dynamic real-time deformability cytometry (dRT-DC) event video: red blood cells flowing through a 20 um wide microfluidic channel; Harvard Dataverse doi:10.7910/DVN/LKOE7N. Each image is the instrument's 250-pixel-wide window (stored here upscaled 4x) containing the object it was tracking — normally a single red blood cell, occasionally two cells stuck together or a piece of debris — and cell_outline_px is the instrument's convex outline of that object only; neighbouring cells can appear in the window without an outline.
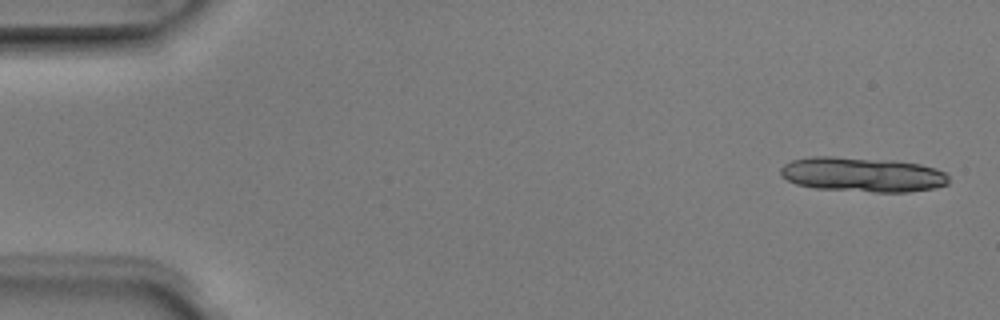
{"species": "Egyptian fruit bat (a non-hibernating species)", "species_latin": "Rousettus aegyptiacus", "temperature_condition": "room temperature", "stored_images_in_passage": 5, "camera_frame_rate_fps": 3000, "um_per_image_px": 0.085, "animal": {"sex": "male"}, "frame": {"image": 1, "passage_image": 1, "time_ms": 0.0, "image_size_px": [1000, 320], "cell_outline_px": [[948, 184], [936, 188], [908, 192], [872, 192], [816, 188], [796, 184], [780, 176], [780, 168], [784, 164], [792, 160], [808, 156], [836, 156], [896, 160], [920, 164], [936, 168], [944, 172], [948, 176]], "centroid_in_image_um": [73.3, 14.82], "position_along_channel_um": 11.7, "area_um2": 34.45}}